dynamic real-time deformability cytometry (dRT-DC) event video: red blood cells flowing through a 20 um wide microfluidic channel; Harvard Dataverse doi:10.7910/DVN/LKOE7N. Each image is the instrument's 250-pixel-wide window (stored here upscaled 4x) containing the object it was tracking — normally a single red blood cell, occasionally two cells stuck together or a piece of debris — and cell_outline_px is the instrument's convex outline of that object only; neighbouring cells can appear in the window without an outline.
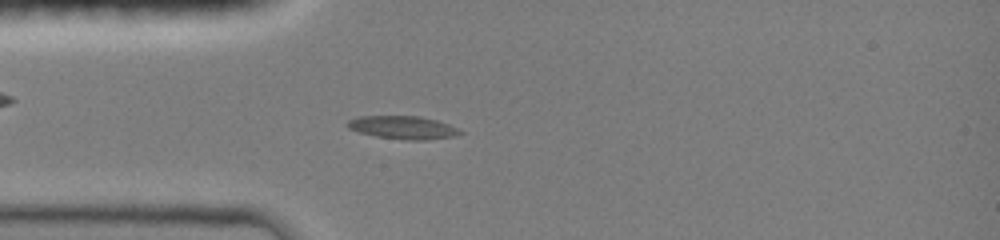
{"species": "common noctule bat (a hibernating species)", "species_latin": "Nyctalus noctula", "temperature_condition": "room temperature", "stored_images_in_passage": 31, "camera_frame_rate_fps": 3000, "um_per_image_px": 0.085, "animal": {"sex": "female", "body_mass_g": 19.0, "forearm_length_mm": 51.5}, "frame": {"image": 1, "passage_image": 9, "time_ms": 3.333, "image_size_px": [1000, 240], "cell_outline_px": [[464, 132], [452, 136], [424, 140], [408, 140], [376, 136], [360, 132], [348, 128], [348, 120], [360, 116], [420, 116], [436, 120], [448, 124]], "centroid_in_image_um": [34.24, 10.83], "position_along_channel_um": 50.8, "area_um2": 14.85}}
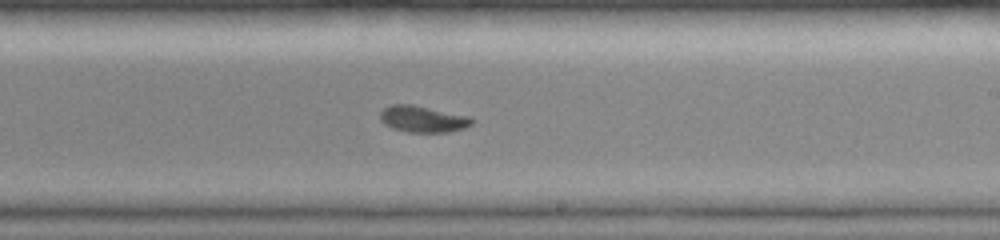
{"frame": {"image": 2, "passage_image": 19, "time_ms": 8.333, "image_size_px": [1000, 240], "cell_outline_px": [[472, 124], [464, 128], [448, 132], [408, 132], [392, 128], [384, 124], [380, 120], [380, 112], [388, 104], [412, 104], [472, 116]], "centroid_in_image_um": [35.93, 10.1], "position_along_channel_um": 253.1, "area_um2": 14.33}}
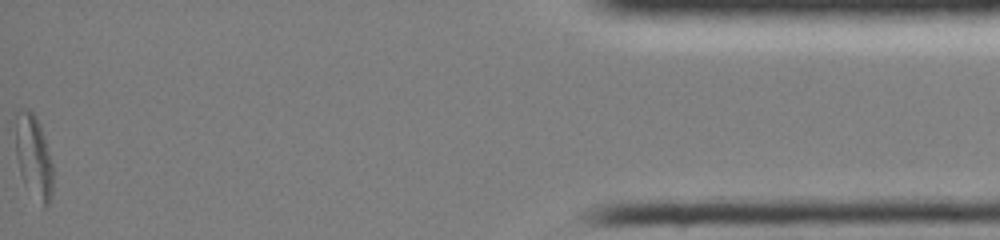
{"frame": {"image": 3, "passage_image": 31, "time_ms": 14.667, "image_size_px": [1000, 240], "cell_outline_px": [[52, 196], [48, 204], [44, 208], [24, 184], [20, 172], [16, 156], [16, 108], [28, 108], [36, 116], [40, 124], [52, 160]], "centroid_in_image_um": [2.86, 13.28], "position_along_channel_um": 432.3, "area_um2": 18.32}, "authors_computed_cell_mechanics": {"area_um2": 14.3344, "velocity_mm_per_s": 4.15, "shape_relaxation_time_tau1_ms": 2.8792, "shape_relaxation_time_tau2_ms": null, "deformation_change_tau1": 0.1058, "deformation_change_tau2": null}}